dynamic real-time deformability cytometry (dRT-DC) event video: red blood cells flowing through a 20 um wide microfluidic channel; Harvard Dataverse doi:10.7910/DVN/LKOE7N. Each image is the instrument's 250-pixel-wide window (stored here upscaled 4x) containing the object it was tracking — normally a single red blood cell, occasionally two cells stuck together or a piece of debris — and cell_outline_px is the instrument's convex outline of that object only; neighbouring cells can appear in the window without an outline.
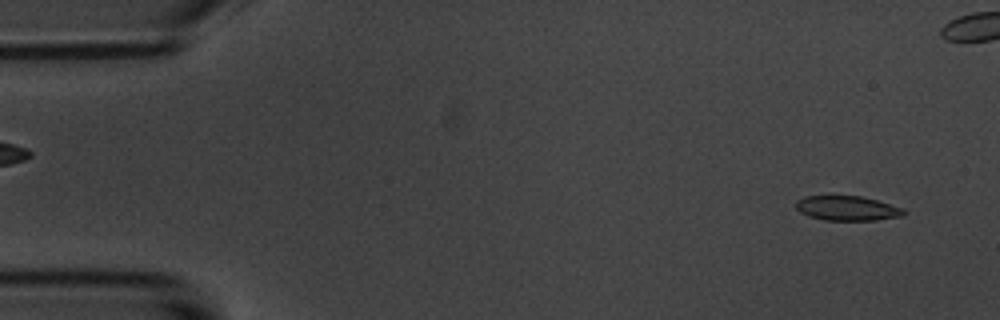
{"species": "common noctule bat (a hibernating species)", "species_latin": "Nyctalus noctula", "temperature_condition": "room temperature", "stored_images_in_passage": 14, "camera_frame_rate_fps": 3000, "um_per_image_px": 0.085, "animal": {"sex": "male", "body_mass_g": 20.1, "forearm_length_mm": 53.5}, "frame": {"image": 1, "passage_image": 3, "time_ms": 0.667, "image_size_px": [1000, 320], "cell_outline_px": [[908, 212], [904, 216], [876, 220], [824, 220], [808, 216], [800, 212], [796, 208], [796, 200], [804, 196], [860, 196], [876, 200], [904, 208]], "centroid_in_image_um": [72.04, 17.71], "position_along_channel_um": 13.0, "area_um2": 15.61}}